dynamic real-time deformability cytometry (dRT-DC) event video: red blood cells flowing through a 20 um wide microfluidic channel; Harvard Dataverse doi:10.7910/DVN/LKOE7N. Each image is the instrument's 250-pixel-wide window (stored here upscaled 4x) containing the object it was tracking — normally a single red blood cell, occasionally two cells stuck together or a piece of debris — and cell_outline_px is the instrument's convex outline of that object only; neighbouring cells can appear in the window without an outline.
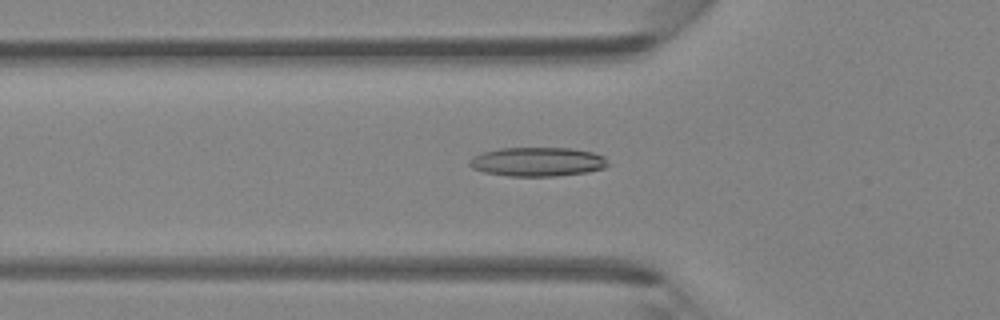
{"species": "Egyptian fruit bat (a non-hibernating species)", "species_latin": "Rousettus aegyptiacus", "temperature_condition": "room temperature", "stored_images_in_passage": 46, "camera_frame_rate_fps": 3000, "um_per_image_px": 0.085, "animal": {"sex": "female"}, "frame": {"image": 1, "passage_image": 16, "time_ms": 5.0, "image_size_px": [1000, 320], "cell_outline_px": [[608, 164], [604, 168], [588, 172], [556, 176], [508, 176], [484, 172], [472, 168], [468, 164], [468, 160], [472, 156], [480, 152], [500, 148], [572, 148], [592, 152], [604, 156]], "centroid_in_image_um": [45.64, 13.75], "position_along_channel_um": 80.2, "area_um2": 23.64}}
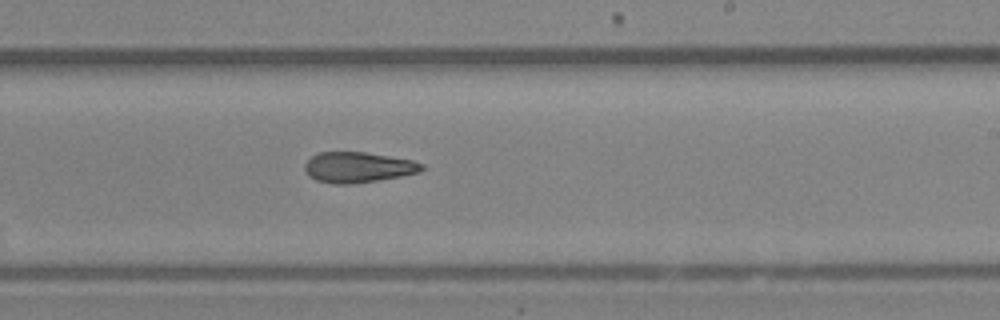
{"frame": {"image": 2, "passage_image": 28, "time_ms": 9.0, "image_size_px": [1000, 320], "cell_outline_px": [[428, 168], [420, 172], [400, 176], [352, 184], [336, 184], [316, 180], [308, 176], [304, 168], [304, 164], [312, 156], [320, 152], [364, 152], [412, 160], [424, 164]], "centroid_in_image_um": [30.45, 14.22], "position_along_channel_um": 258.6, "area_um2": 20.81}}
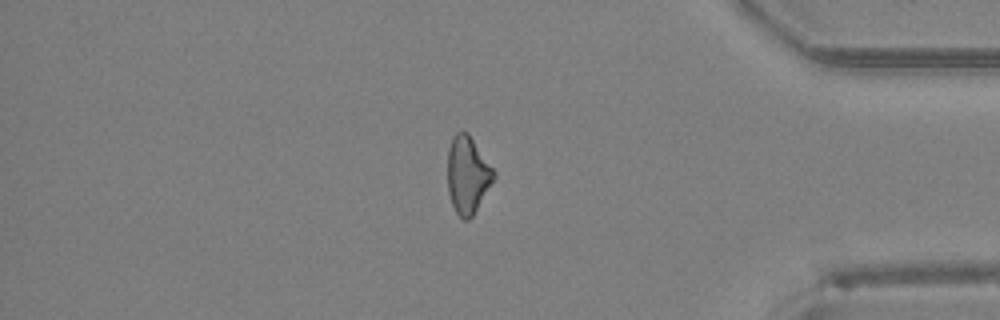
{"frame": {"image": 3, "passage_image": 39, "time_ms": 12.667, "image_size_px": [1000, 320], "cell_outline_px": [[496, 176], [472, 216], [468, 220], [464, 220], [456, 212], [452, 204], [448, 192], [448, 148], [452, 136], [456, 132], [468, 132], [496, 172]], "centroid_in_image_um": [39.74, 14.84], "position_along_channel_um": 395.5, "area_um2": 20.69}}